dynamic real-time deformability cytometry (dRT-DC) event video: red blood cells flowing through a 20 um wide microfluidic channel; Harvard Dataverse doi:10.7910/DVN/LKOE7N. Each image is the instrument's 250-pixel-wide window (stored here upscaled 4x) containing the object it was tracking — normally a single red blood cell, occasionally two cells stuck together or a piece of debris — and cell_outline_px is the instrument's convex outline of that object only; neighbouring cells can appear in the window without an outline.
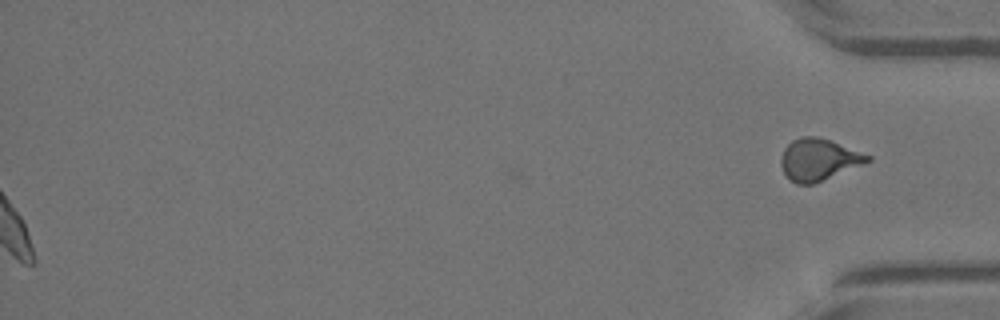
{"species": "Egyptian fruit bat (a non-hibernating species)", "species_latin": "Rousettus aegyptiacus", "temperature_condition": "warm", "stored_images_in_passage": 46, "segment_of_instrument_passage": [2, 2], "camera_frame_rate_fps": 3000, "um_per_image_px": 0.085, "animal": {"sex": "female"}, "frame": {"image": 1, "passage_image": 46, "time_ms": 15.0, "image_size_px": [1000, 320], "cell_outline_px": [[872, 160], [812, 184], [796, 184], [788, 180], [780, 164], [780, 160], [784, 148], [792, 140], [800, 136], [816, 136], [832, 140], [872, 156]], "centroid_in_image_um": [69.55, 13.54], "position_along_channel_um": 365.6, "area_um2": 21.1}}